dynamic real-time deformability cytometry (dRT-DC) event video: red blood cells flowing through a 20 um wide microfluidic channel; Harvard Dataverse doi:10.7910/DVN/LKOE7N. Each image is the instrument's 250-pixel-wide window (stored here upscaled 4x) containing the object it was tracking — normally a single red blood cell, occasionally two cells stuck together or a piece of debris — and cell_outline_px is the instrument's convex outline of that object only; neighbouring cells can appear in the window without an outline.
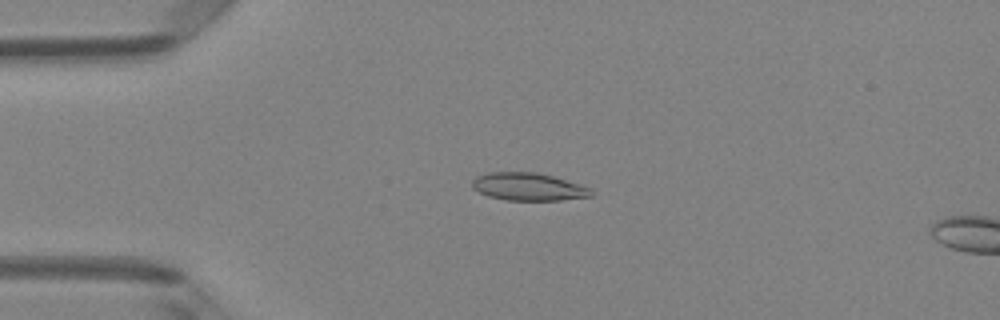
{"species": "Egyptian fruit bat (a non-hibernating species)", "species_latin": "Rousettus aegyptiacus", "temperature_condition": "room temperature", "stored_images_in_passage": 6, "camera_frame_rate_fps": 3000, "um_per_image_px": 0.085, "animal": {"sex": "female"}, "frame": {"image": 1, "passage_image": 4, "time_ms": 1.0, "image_size_px": [1000, 320], "cell_outline_px": [[592, 196], [560, 200], [504, 200], [488, 196], [472, 188], [472, 180], [476, 176], [488, 172], [536, 172], [552, 176], [592, 188]], "centroid_in_image_um": [44.88, 15.87], "position_along_channel_um": 40.1, "area_um2": 19.19}}